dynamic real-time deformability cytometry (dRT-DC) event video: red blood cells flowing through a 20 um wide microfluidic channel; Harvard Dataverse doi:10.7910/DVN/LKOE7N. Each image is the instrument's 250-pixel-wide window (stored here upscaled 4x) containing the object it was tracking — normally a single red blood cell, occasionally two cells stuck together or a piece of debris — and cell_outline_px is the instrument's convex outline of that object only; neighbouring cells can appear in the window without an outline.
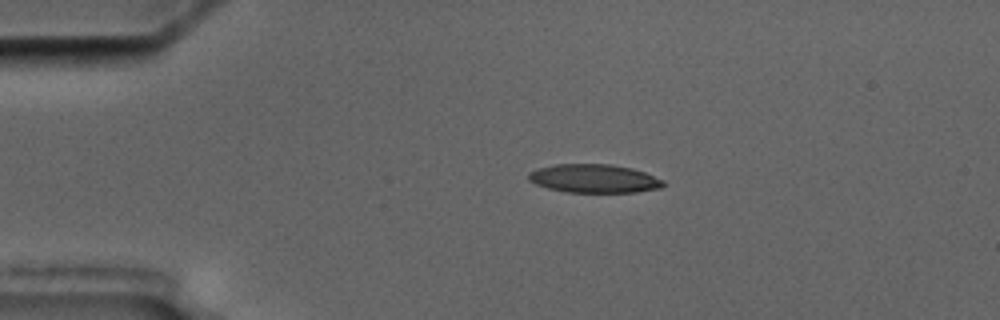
{"species": "common noctule bat (a hibernating species)", "species_latin": "Nyctalus noctula", "temperature_condition": "cold", "stored_images_in_passage": 4, "camera_frame_rate_fps": 3000, "um_per_image_px": 0.085, "animal": {"sex": "male", "body_mass_g": 17.5, "forearm_length_mm": 52.3}, "frame": {"image": 1, "passage_image": 3, "time_ms": 2.333, "image_size_px": [1000, 320], "cell_outline_px": [[664, 184], [660, 188], [636, 192], [568, 192], [548, 188], [536, 184], [528, 180], [528, 172], [536, 168], [556, 164], [608, 164], [632, 168], [644, 172], [664, 180]], "centroid_in_image_um": [50.47, 15.17], "position_along_channel_um": 34.5, "area_um2": 22.37}}